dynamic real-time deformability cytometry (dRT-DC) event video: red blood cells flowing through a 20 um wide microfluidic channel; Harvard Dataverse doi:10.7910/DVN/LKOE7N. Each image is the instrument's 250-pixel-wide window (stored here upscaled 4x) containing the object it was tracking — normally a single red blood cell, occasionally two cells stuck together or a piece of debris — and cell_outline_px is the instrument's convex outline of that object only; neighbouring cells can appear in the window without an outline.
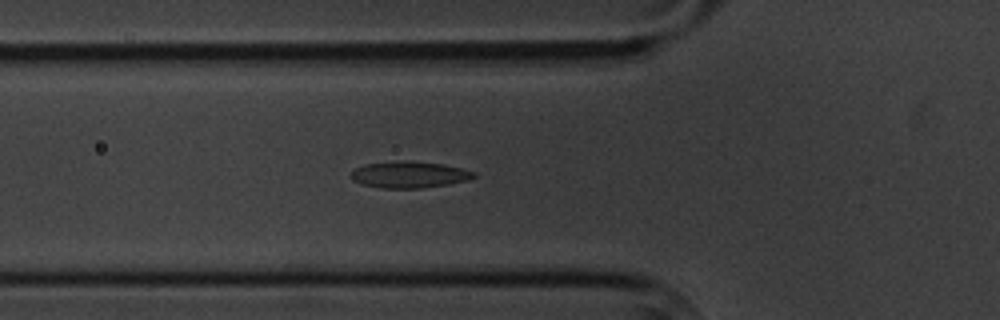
{"species": "common noctule bat (a hibernating species)", "species_latin": "Nyctalus noctula", "temperature_condition": "cold", "stored_images_in_passage": 5, "camera_frame_rate_fps": 3000, "um_per_image_px": 0.085, "animal": {"sex": "male", "body_mass_g": 20.1, "forearm_length_mm": 53.5}, "frame": {"image": 1, "passage_image": 5, "time_ms": 4.667, "image_size_px": [1000, 320], "cell_outline_px": [[476, 176], [468, 180], [448, 184], [424, 188], [380, 188], [364, 184], [352, 180], [352, 172], [356, 168], [364, 164], [404, 160], [408, 160], [444, 164], [476, 172]], "centroid_in_image_um": [34.81, 14.84], "position_along_channel_um": 91.0, "area_um2": 18.96}}